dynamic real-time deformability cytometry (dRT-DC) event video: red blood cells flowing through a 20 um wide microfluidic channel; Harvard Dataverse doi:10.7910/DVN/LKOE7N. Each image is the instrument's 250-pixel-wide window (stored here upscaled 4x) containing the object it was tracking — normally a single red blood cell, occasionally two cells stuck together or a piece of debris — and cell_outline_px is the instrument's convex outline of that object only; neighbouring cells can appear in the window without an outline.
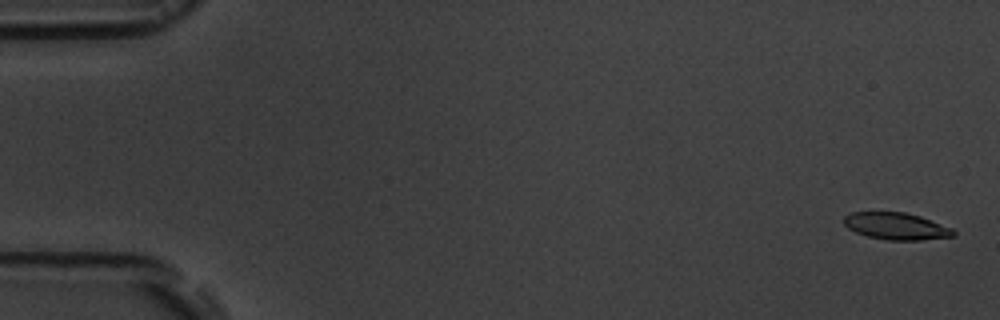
{"species": "common noctule bat (a hibernating species)", "species_latin": "Nyctalus noctula", "temperature_condition": "room temperature", "stored_images_in_passage": 3, "camera_frame_rate_fps": 3000, "um_per_image_px": 0.085, "animal": {"sex": "male", "body_mass_g": 19.5, "forearm_length_mm": 54.6}, "frame": {"image": 1, "passage_image": 1, "time_ms": 0.0, "image_size_px": [1000, 320], "cell_outline_px": [[956, 236], [920, 240], [884, 240], [868, 236], [856, 232], [848, 228], [844, 224], [844, 216], [852, 212], [904, 212], [920, 216], [952, 228], [956, 232]], "centroid_in_image_um": [76.19, 19.23], "position_along_channel_um": 8.8, "area_um2": 17.22}}